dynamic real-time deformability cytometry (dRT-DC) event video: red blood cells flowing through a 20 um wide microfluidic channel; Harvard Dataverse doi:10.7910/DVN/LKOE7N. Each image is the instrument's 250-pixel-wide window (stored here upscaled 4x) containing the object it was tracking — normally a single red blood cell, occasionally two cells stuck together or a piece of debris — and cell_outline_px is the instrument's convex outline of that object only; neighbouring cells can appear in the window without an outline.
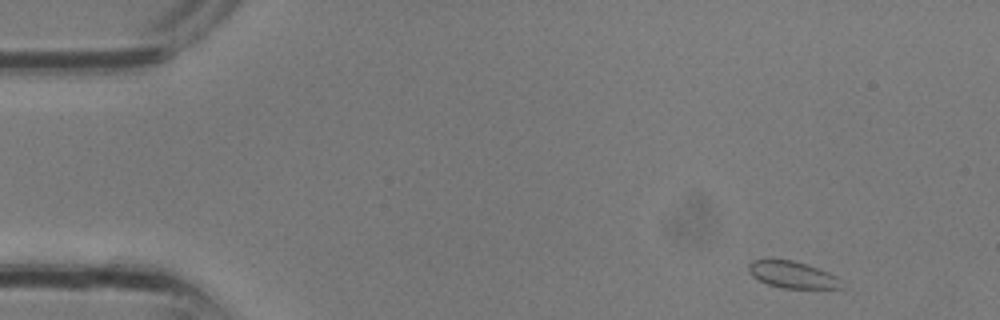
{"species": "common noctule bat (a hibernating species)", "species_latin": "Nyctalus noctula", "temperature_condition": "room temperature", "stored_images_in_passage": 29, "camera_frame_rate_fps": 3000, "um_per_image_px": 0.085, "animal": {"sex": "male", "body_mass_g": 13.3}, "frame": {"image": 1, "passage_image": 1, "time_ms": 0.0, "image_size_px": [1000, 320], "cell_outline_px": [[844, 288], [784, 288], [768, 284], [752, 276], [748, 268], [748, 264], [752, 260], [792, 260], [808, 264], [828, 272], [844, 280]], "centroid_in_image_um": [67.42, 23.35], "position_along_channel_um": 17.6, "area_um2": 14.51}}
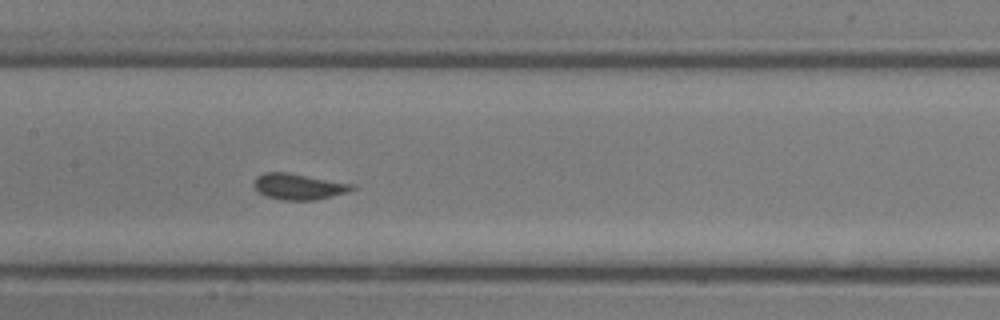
{"frame": {"image": 2, "passage_image": 13, "time_ms": 4.0, "image_size_px": [1000, 320], "cell_outline_px": [[356, 188], [332, 196], [316, 200], [280, 200], [264, 196], [252, 184], [256, 176], [264, 172], [288, 172], [352, 184]], "centroid_in_image_um": [25.31, 15.85], "position_along_channel_um": 182.1, "area_um2": 14.8}}
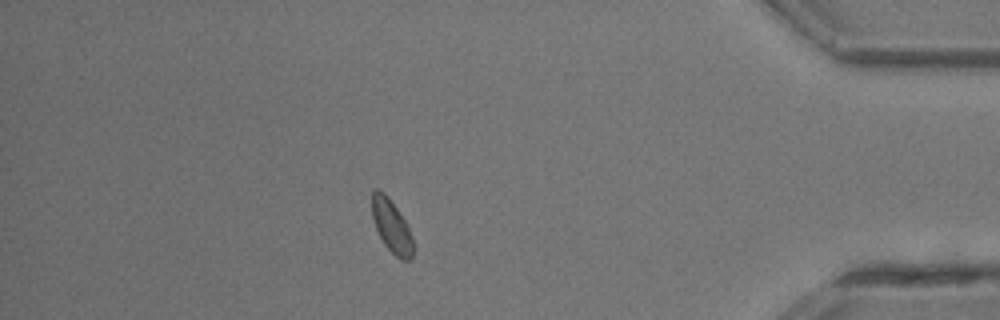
{"frame": {"image": 3, "passage_image": 25, "time_ms": 8.0, "image_size_px": [1000, 320], "cell_outline_px": [[416, 248], [412, 260], [400, 260], [384, 244], [376, 228], [372, 216], [372, 192], [376, 188], [384, 192], [388, 196], [408, 224], [416, 244]], "centroid_in_image_um": [33.35, 19.27], "position_along_channel_um": 401.8, "area_um2": 13.12}}